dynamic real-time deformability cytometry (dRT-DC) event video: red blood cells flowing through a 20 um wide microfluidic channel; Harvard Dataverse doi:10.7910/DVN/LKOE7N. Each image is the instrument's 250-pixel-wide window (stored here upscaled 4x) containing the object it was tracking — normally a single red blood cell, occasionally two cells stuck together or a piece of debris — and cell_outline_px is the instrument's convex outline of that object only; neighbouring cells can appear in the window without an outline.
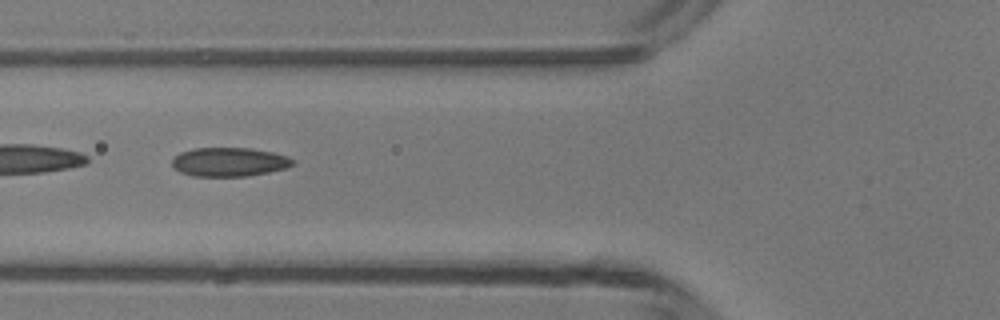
{"species": "common noctule bat (a hibernating species)", "species_latin": "Nyctalus noctula", "temperature_condition": "room temperature", "stored_images_in_passage": 6, "camera_frame_rate_fps": 3000, "um_per_image_px": 0.085, "animal": {"sex": "male", "body_mass_g": 13.3}, "frame": {"image": 1, "passage_image": 5, "time_ms": 4.667, "image_size_px": [1000, 320], "cell_outline_px": [[292, 164], [288, 168], [248, 176], [192, 176], [180, 172], [172, 164], [172, 160], [180, 152], [196, 148], [252, 148], [272, 152], [288, 156], [292, 160]], "centroid_in_image_um": [19.49, 13.77], "position_along_channel_um": 106.3, "area_um2": 20.23}}
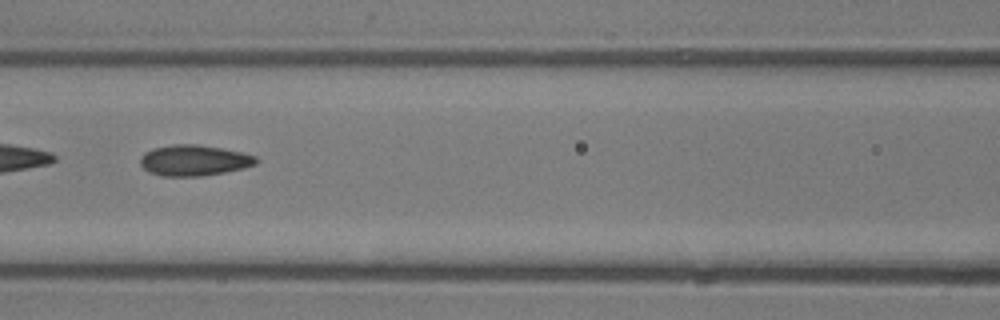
{"frame": {"image": 2, "passage_image": 6, "time_ms": 5.667, "image_size_px": [1000, 320], "cell_outline_px": [[260, 160], [256, 164], [244, 168], [224, 172], [200, 176], [160, 176], [148, 172], [140, 164], [140, 156], [144, 152], [152, 148], [172, 144], [200, 144], [224, 148], [244, 152], [256, 156]], "centroid_in_image_um": [16.5, 13.62], "position_along_channel_um": 150.1, "area_um2": 21.21}}